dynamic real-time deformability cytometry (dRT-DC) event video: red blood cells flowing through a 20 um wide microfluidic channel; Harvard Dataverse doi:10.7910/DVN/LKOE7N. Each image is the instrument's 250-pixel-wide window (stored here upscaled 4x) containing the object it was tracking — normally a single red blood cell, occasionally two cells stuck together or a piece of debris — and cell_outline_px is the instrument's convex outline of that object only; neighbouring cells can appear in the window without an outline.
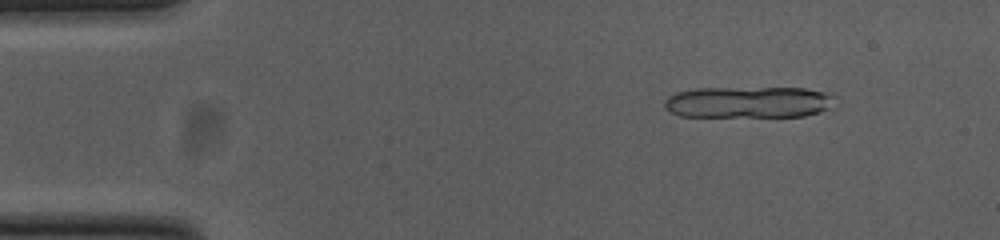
{"species": "common noctule bat (a hibernating species)", "species_latin": "Nyctalus noctula", "temperature_condition": "cold", "stored_images_in_passage": 14, "segment_of_instrument_passage": [1, 2], "camera_frame_rate_fps": 3000, "um_per_image_px": 0.085, "animal": {"sex": "female", "body_mass_g": 23.0, "forearm_length_mm": 53.4}, "frame": {"image": 1, "passage_image": 5, "time_ms": 1.333, "image_size_px": [1000, 240], "cell_outline_px": [[820, 108], [812, 112], [796, 116], [760, 116], [732, 112], [688, 92], [772, 88], [796, 88], [816, 92], [820, 96]], "centroid_in_image_um": [65.0, 8.6], "position_along_channel_um": 20.0, "area_um2": 19.59}}